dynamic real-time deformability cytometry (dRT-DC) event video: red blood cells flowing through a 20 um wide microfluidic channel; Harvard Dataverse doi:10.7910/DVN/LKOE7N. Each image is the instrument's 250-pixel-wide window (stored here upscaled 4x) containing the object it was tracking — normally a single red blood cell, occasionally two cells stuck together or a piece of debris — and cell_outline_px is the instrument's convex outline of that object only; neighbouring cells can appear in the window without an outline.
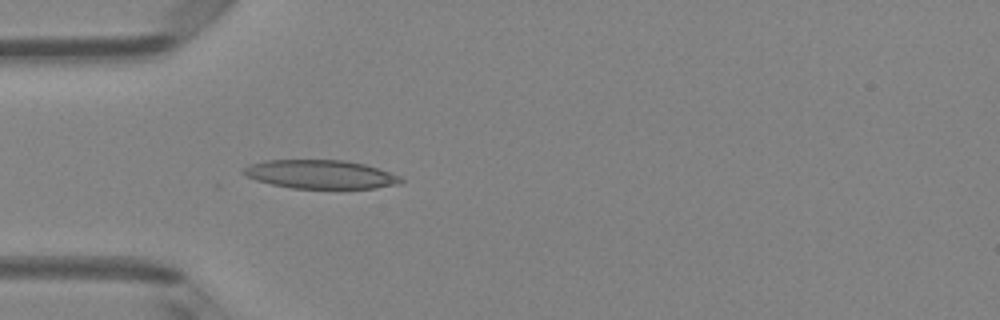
{"species": "Egyptian fruit bat (a non-hibernating species)", "species_latin": "Rousettus aegyptiacus", "temperature_condition": "room temperature", "stored_images_in_passage": 4, "camera_frame_rate_fps": 3000, "um_per_image_px": 0.085, "animal": {"sex": "female"}, "frame": {"image": 1, "passage_image": 4, "time_ms": 3.333, "image_size_px": [1000, 320], "cell_outline_px": [[404, 180], [400, 184], [376, 188], [292, 188], [272, 184], [256, 180], [240, 172], [248, 164], [264, 160], [344, 160], [364, 164], [400, 176]], "centroid_in_image_um": [27.22, 14.81], "position_along_channel_um": 57.8, "area_um2": 26.18}}